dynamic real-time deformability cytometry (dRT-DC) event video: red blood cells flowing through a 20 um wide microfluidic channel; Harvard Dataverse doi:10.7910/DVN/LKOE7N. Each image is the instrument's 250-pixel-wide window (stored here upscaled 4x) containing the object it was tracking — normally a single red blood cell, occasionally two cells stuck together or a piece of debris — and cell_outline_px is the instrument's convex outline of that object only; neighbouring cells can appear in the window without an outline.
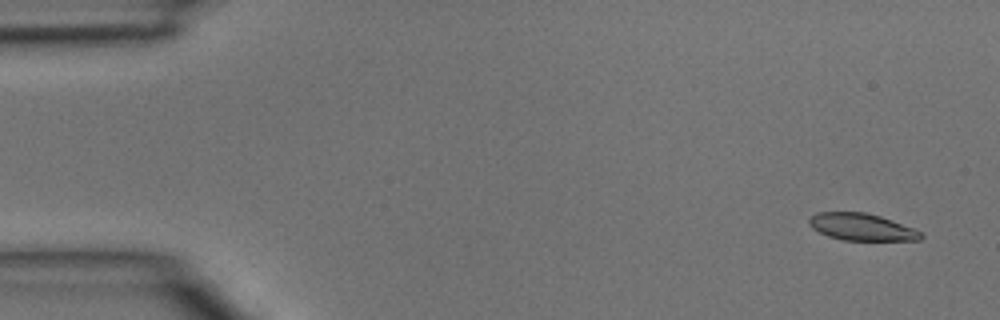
{"species": "common noctule bat (a hibernating species)", "species_latin": "Nyctalus noctula", "temperature_condition": "room temperature", "stored_images_in_passage": 3, "camera_frame_rate_fps": 3000, "um_per_image_px": 0.085, "animal": {"sex": "male", "body_mass_g": 15.6}, "frame": {"image": 1, "passage_image": 1, "time_ms": 0.0, "image_size_px": [1000, 320], "cell_outline_px": [[924, 236], [920, 240], [844, 240], [828, 236], [812, 228], [808, 224], [808, 220], [816, 212], [864, 212], [880, 216], [892, 220], [924, 232]], "centroid_in_image_um": [73.26, 19.29], "position_along_channel_um": 11.7, "area_um2": 17.63}}